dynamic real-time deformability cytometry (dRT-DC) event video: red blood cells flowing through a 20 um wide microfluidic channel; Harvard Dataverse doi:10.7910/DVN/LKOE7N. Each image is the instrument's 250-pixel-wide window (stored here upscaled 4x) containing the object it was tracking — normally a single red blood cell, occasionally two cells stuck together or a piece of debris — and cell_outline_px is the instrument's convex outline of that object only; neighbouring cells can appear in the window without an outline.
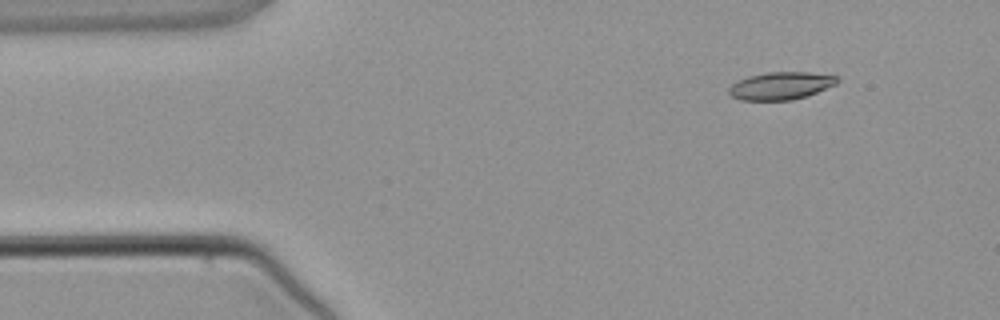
{"species": "common noctule bat (a hibernating species)", "species_latin": "Nyctalus noctula", "temperature_condition": "warm", "stored_images_in_passage": 3, "camera_frame_rate_fps": 3000, "um_per_image_px": 0.085, "animal": {"sex": "male", "body_mass_g": 21.5, "forearm_length_mm": 52.0}, "frame": {"image": 1, "passage_image": 1, "time_ms": 0.0, "image_size_px": [1000, 320], "cell_outline_px": [[840, 80], [836, 84], [816, 92], [792, 100], [740, 100], [732, 96], [728, 92], [728, 88], [736, 80], [748, 76], [768, 72], [808, 72], [840, 76]], "centroid_in_image_um": [66.36, 7.28], "position_along_channel_um": 18.6, "area_um2": 17.46}}
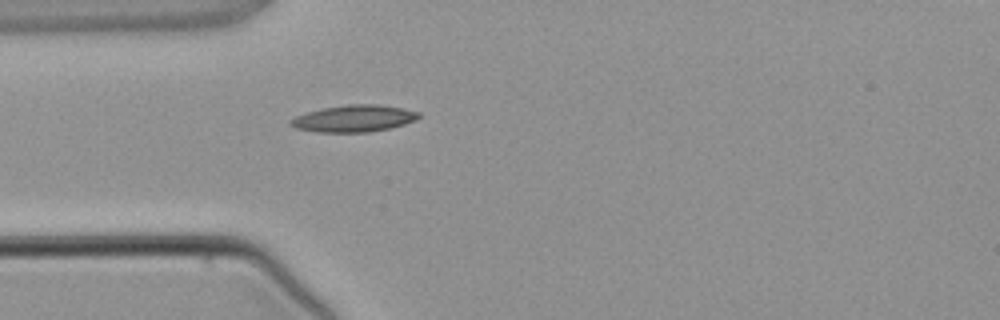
{"frame": {"image": 2, "passage_image": 3, "time_ms": 2.333, "image_size_px": [1000, 320], "cell_outline_px": [[420, 116], [416, 120], [392, 128], [368, 132], [316, 132], [296, 128], [288, 124], [288, 120], [304, 112], [320, 108], [348, 104], [380, 104], [404, 108], [420, 112]], "centroid_in_image_um": [30.07, 10.06], "position_along_channel_um": 54.9, "area_um2": 20.4}}